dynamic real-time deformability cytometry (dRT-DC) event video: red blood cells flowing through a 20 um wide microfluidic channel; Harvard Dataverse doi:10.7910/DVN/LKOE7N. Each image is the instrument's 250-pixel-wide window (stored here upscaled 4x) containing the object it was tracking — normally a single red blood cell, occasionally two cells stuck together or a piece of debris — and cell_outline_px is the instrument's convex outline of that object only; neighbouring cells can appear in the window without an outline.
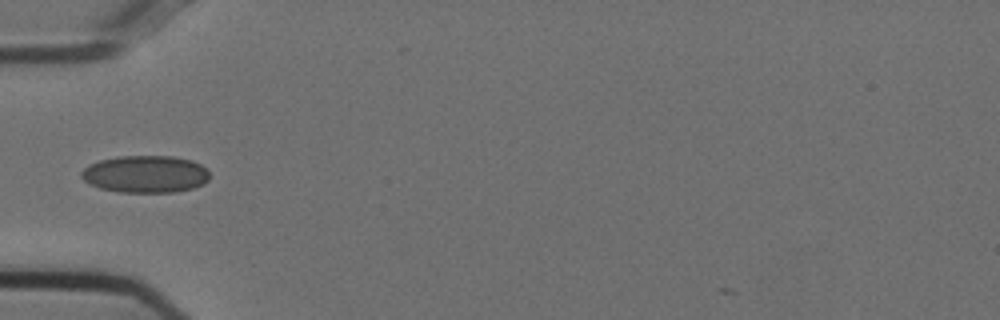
{"species": "Egyptian fruit bat (a non-hibernating species)", "species_latin": "Rousettus aegyptiacus", "temperature_condition": "cold", "stored_images_in_passage": 25, "camera_frame_rate_fps": 3000, "um_per_image_px": 0.085, "animal": {"sex": "female"}, "frame": {"image": 1, "passage_image": 1, "time_ms": 0.0, "image_size_px": [1000, 320], "cell_outline_px": [[208, 180], [204, 184], [192, 188], [176, 192], [120, 192], [100, 188], [88, 184], [80, 176], [80, 172], [88, 164], [100, 160], [120, 156], [172, 156], [192, 160], [200, 164], [208, 172]], "centroid_in_image_um": [12.33, 14.8], "position_along_channel_um": 72.7, "area_um2": 27.92}}
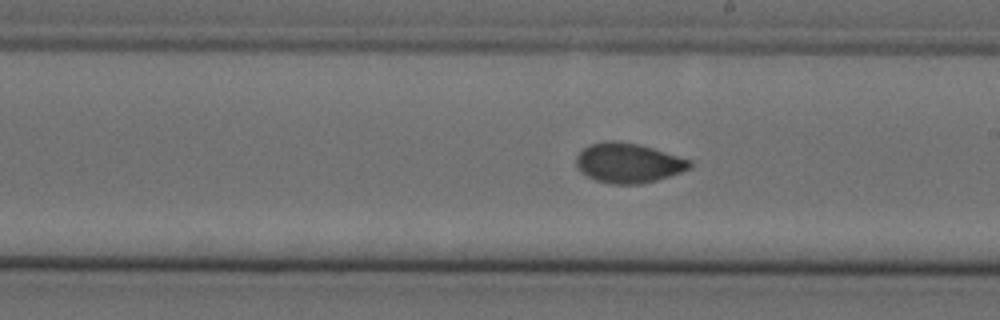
{"frame": {"image": 2, "passage_image": 14, "time_ms": 4.333, "image_size_px": [1000, 320], "cell_outline_px": [[692, 168], [656, 180], [640, 184], [612, 184], [596, 180], [580, 172], [576, 164], [576, 156], [584, 148], [592, 144], [604, 140], [612, 140], [636, 144], [652, 148], [692, 160]], "centroid_in_image_um": [53.4, 13.85], "position_along_channel_um": 235.6, "area_um2": 26.13}}
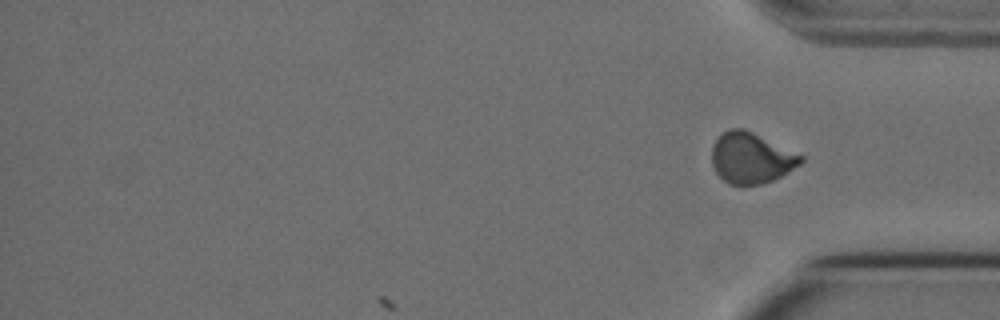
{"frame": {"image": 3, "passage_image": 25, "time_ms": 8.0, "image_size_px": [1000, 320], "cell_outline_px": [[804, 160], [800, 164], [788, 172], [772, 180], [760, 184], [728, 184], [716, 172], [712, 164], [712, 144], [728, 128], [744, 128], [804, 156]], "centroid_in_image_um": [63.84, 13.42], "position_along_channel_um": 371.4, "area_um2": 26.13}, "authors_computed_cell_mechanics": {"area_um2": 26.0678, "velocity_mm_per_s": 3.7393, "shape_relaxation_time_tau1_ms": null, "shape_relaxation_time_tau2_ms": 1.4228, "deformation_change_tau1": null, "deformation_change_tau2": 0.0403}}